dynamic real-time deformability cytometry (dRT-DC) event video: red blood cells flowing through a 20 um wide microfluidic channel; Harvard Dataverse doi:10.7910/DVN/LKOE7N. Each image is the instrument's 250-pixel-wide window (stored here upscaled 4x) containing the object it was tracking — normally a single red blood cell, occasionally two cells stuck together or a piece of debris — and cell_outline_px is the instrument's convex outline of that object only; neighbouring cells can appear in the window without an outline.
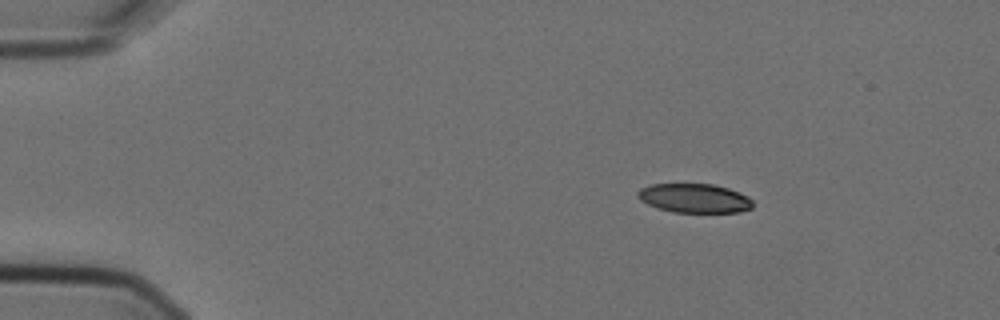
{"species": "Egyptian fruit bat (a non-hibernating species)", "species_latin": "Rousettus aegyptiacus", "temperature_condition": "cold", "stored_images_in_passage": 5, "camera_frame_rate_fps": 3000, "um_per_image_px": 0.085, "animal": {"sex": "female"}, "frame": {"image": 1, "passage_image": 1, "time_ms": 0.0, "image_size_px": [1000, 320], "cell_outline_px": [[752, 208], [740, 212], [672, 212], [648, 204], [640, 200], [636, 196], [636, 192], [640, 188], [652, 184], [712, 184], [728, 188], [740, 192], [748, 196], [752, 200]], "centroid_in_image_um": [59.02, 16.84], "position_along_channel_um": 26.0, "area_um2": 19.54}}
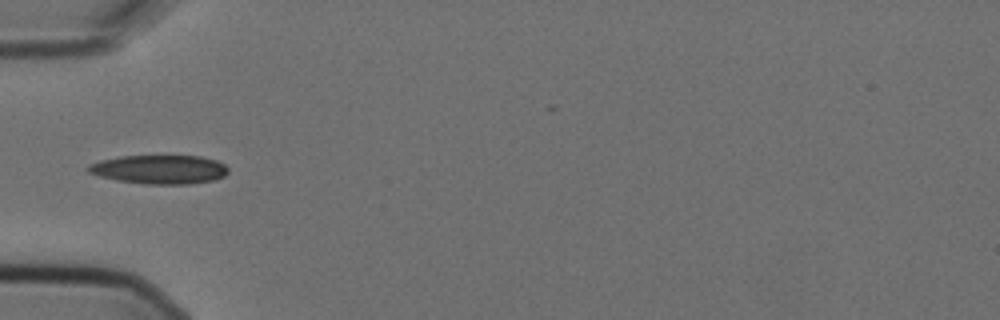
{"frame": {"image": 2, "passage_image": 4, "time_ms": 1.0, "image_size_px": [1000, 320], "cell_outline_px": [[228, 172], [224, 176], [216, 180], [188, 184], [144, 184], [116, 180], [100, 176], [88, 172], [84, 168], [88, 164], [100, 160], [120, 156], [200, 156], [216, 160], [224, 164], [228, 168]], "centroid_in_image_um": [13.54, 14.4], "position_along_channel_um": 71.5, "area_um2": 23.76}}